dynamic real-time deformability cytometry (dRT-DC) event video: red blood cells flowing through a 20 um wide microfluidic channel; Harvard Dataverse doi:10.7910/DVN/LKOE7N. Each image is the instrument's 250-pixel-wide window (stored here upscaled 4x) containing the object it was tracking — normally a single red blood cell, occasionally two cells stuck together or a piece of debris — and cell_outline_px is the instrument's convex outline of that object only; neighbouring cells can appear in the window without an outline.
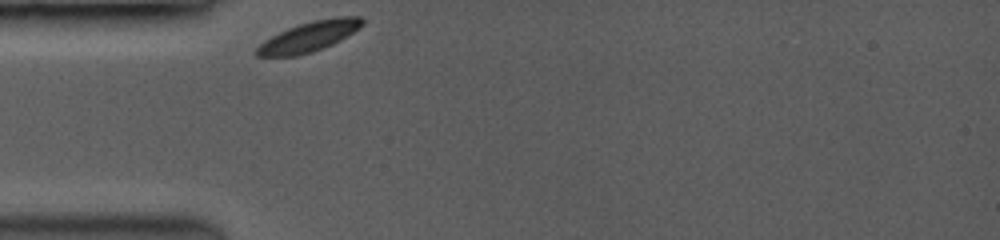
{"species": "common noctule bat (a hibernating species)", "species_latin": "Nyctalus noctula", "temperature_condition": "room temperature", "stored_images_in_passage": 25, "camera_frame_rate_fps": 3500, "um_per_image_px": 0.085, "animal": {"sex": "female", "body_mass_g": 19.0, "forearm_length_mm": 53.3}, "frame": {"image": 1, "passage_image": 1, "time_ms": 0.0, "image_size_px": [1000, 240], "cell_outline_px": [[364, 24], [360, 28], [340, 40], [332, 44], [312, 52], [296, 56], [256, 56], [252, 52], [264, 40], [288, 28], [312, 20], [340, 16], [360, 16], [364, 20]], "centroid_in_image_um": [26.27, 3.11], "position_along_channel_um": 58.7, "area_um2": 18.5}}
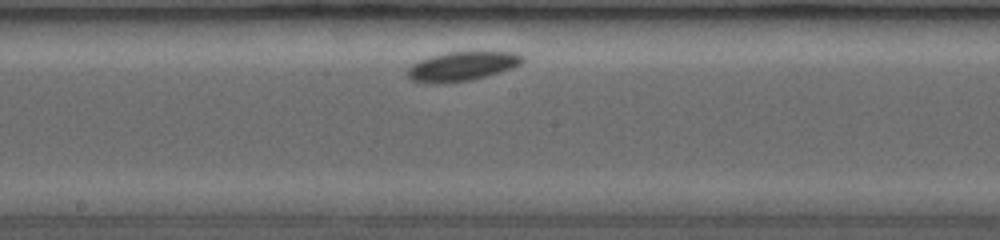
{"frame": {"image": 2, "passage_image": 12, "time_ms": 4.286, "image_size_px": [1000, 240], "cell_outline_px": [[524, 60], [520, 64], [512, 68], [472, 80], [412, 80], [408, 76], [408, 68], [412, 64], [420, 60], [432, 56], [448, 52], [516, 52], [524, 56]], "centroid_in_image_um": [39.38, 5.57], "position_along_channel_um": 208.8, "area_um2": 18.5}}
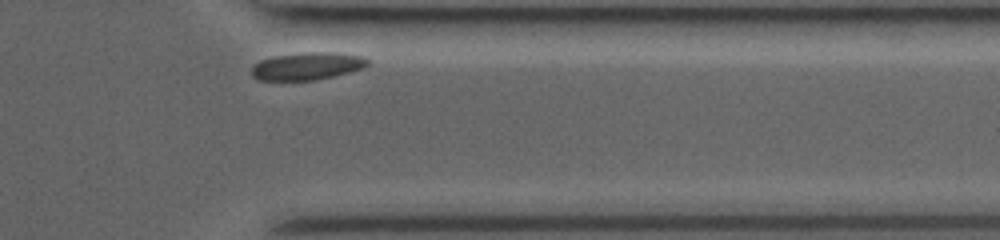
{"frame": {"image": 3, "passage_image": 25, "time_ms": 9.143, "image_size_px": [1000, 240], "cell_outline_px": [[368, 64], [360, 68], [348, 72], [332, 76], [312, 80], [260, 80], [252, 76], [252, 68], [256, 64], [264, 60], [276, 56], [304, 52], [336, 52], [364, 56], [368, 60]], "centroid_in_image_um": [26.13, 5.61], "position_along_channel_um": 385.3, "area_um2": 18.21}}